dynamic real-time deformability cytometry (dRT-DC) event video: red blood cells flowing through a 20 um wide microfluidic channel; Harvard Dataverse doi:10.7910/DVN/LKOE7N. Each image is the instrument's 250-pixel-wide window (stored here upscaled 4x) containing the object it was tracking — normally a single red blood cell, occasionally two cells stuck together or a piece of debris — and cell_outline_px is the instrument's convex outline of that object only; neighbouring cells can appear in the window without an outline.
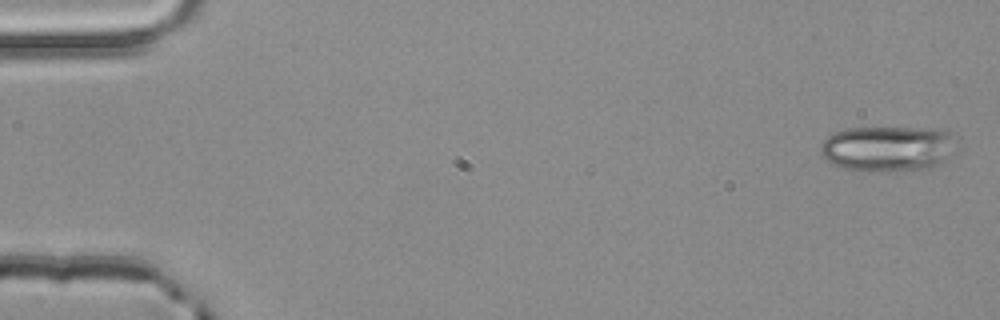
{"species": "common noctule bat (a hibernating species)", "species_latin": "Nyctalus noctula", "temperature_condition": "room temperature", "stored_images_in_passage": 4, "camera_frame_rate_fps": 3000, "um_per_image_px": 0.085, "animal": {"sex": "male", "body_mass_g": 20.4}, "frame": {"image": 1, "passage_image": 1, "time_ms": 0.0, "image_size_px": [1000, 320], "cell_outline_px": [[948, 156], [944, 160], [928, 168], [888, 172], [872, 172], [844, 168], [832, 164], [820, 152], [820, 144], [828, 136], [836, 132], [848, 128], [936, 128], [948, 132]], "centroid_in_image_um": [75.32, 12.64], "position_along_channel_um": 9.7, "area_um2": 35.26}}